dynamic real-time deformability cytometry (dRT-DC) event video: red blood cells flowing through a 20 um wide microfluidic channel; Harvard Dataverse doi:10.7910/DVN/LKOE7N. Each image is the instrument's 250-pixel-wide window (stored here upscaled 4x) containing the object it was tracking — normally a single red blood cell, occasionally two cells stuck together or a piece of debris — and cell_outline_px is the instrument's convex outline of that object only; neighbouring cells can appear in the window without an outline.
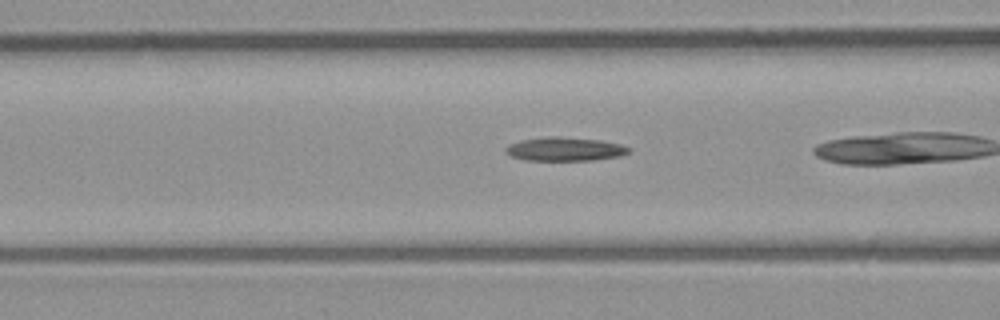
{"species": "common noctule bat (a hibernating species)", "species_latin": "Nyctalus noctula", "temperature_condition": "room temperature", "stored_images_in_passage": 33, "camera_frame_rate_fps": 3000, "um_per_image_px": 0.085, "animal": {"sex": "male", "body_mass_g": 23.1, "forearm_length_mm": 52.7}, "frame": {"image": 1, "passage_image": 14, "time_ms": 4.333, "image_size_px": [1000, 320], "cell_outline_px": [[632, 148], [628, 152], [620, 156], [592, 160], [524, 160], [512, 156], [504, 148], [508, 144], [520, 140], [548, 136], [560, 136], [600, 140], [620, 144]], "centroid_in_image_um": [48.01, 12.66], "position_along_channel_um": 118.6, "area_um2": 16.99}}
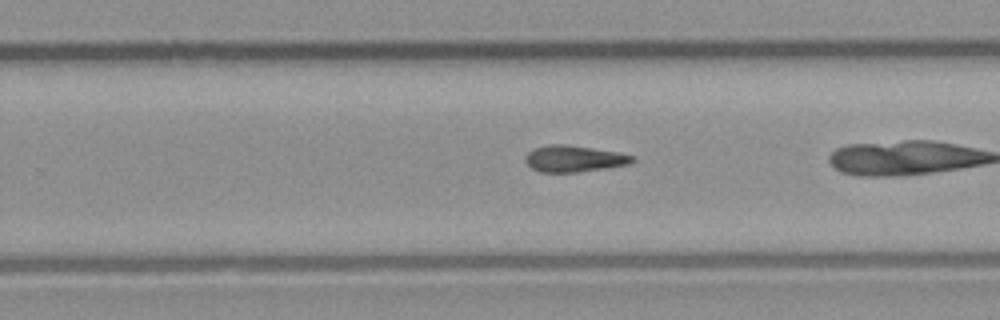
{"frame": {"image": 2, "passage_image": 26, "time_ms": 8.333, "image_size_px": [1000, 320], "cell_outline_px": [[636, 160], [628, 164], [608, 168], [576, 172], [540, 172], [532, 168], [524, 160], [524, 156], [528, 152], [536, 148], [548, 144], [568, 144], [620, 152], [632, 156]], "centroid_in_image_um": [48.79, 13.48], "position_along_channel_um": 281.0, "area_um2": 16.59}}
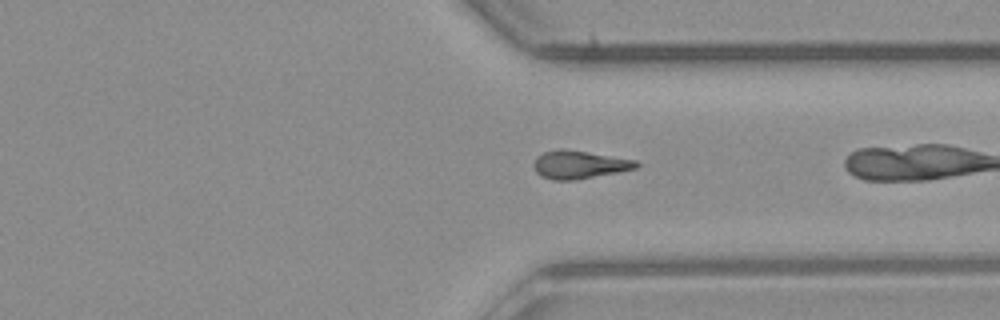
{"frame": {"image": 3, "passage_image": 32, "time_ms": 10.333, "image_size_px": [1000, 320], "cell_outline_px": [[640, 164], [636, 168], [576, 180], [552, 180], [540, 176], [536, 172], [532, 164], [536, 156], [544, 152], [560, 148], [564, 148], [636, 160]], "centroid_in_image_um": [49.18, 13.99], "position_along_channel_um": 362.2, "area_um2": 16.82}}